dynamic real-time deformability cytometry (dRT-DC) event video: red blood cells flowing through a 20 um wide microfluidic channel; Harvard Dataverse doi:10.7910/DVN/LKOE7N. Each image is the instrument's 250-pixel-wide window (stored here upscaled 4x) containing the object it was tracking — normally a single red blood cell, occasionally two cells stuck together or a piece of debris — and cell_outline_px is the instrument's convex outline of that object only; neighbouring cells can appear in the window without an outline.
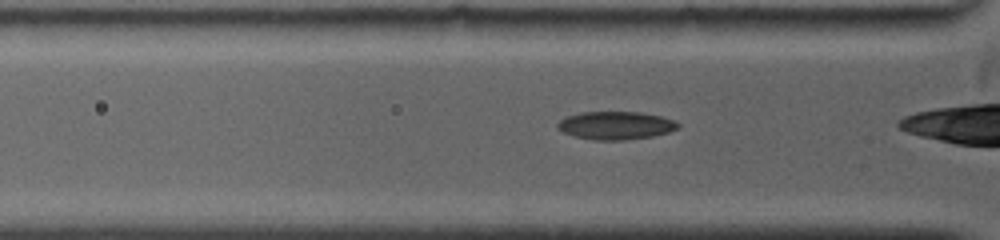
{"species": "common noctule bat (a hibernating species)", "species_latin": "Nyctalus noctula", "temperature_condition": "warm", "stored_images_in_passage": 60, "camera_frame_rate_fps": 5000, "um_per_image_px": 0.085, "animal": {"sex": "female", "body_mass_g": 19.0, "forearm_length_mm": 53.3}, "frame": {"image": 1, "passage_image": 8, "time_ms": 1.2, "image_size_px": [1000, 240], "cell_outline_px": [[680, 128], [668, 132], [652, 136], [624, 140], [592, 140], [576, 136], [564, 132], [556, 128], [556, 124], [564, 116], [580, 112], [640, 112], [660, 116], [672, 120], [680, 124]], "centroid_in_image_um": [52.31, 10.66], "position_along_channel_um": 73.5, "area_um2": 19.71}}
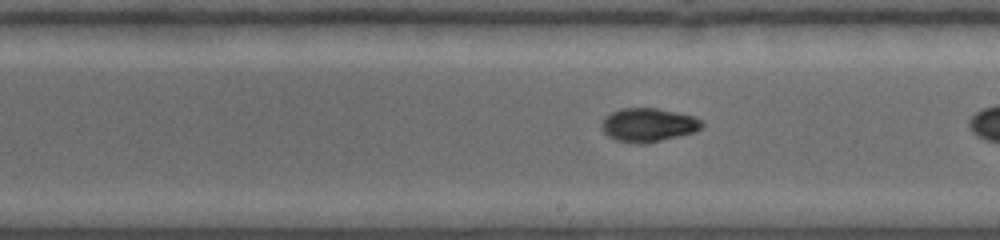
{"frame": {"image": 2, "passage_image": 32, "time_ms": 5.2, "image_size_px": [1000, 240], "cell_outline_px": [[704, 124], [700, 128], [692, 132], [644, 144], [636, 144], [616, 140], [608, 136], [600, 128], [600, 124], [604, 116], [612, 112], [624, 108], [656, 108], [696, 116], [704, 120]], "centroid_in_image_um": [55.08, 10.61], "position_along_channel_um": 233.9, "area_um2": 19.71}}
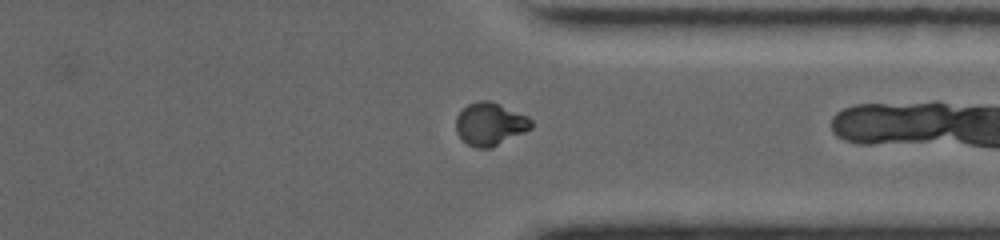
{"frame": {"image": 3, "passage_image": 51, "time_ms": 8.6, "image_size_px": [1000, 240], "cell_outline_px": [[532, 128], [492, 148], [476, 148], [468, 144], [456, 132], [456, 116], [468, 104], [480, 100], [492, 100], [528, 116], [532, 120]], "centroid_in_image_um": [41.67, 10.53], "position_along_channel_um": 369.7, "area_um2": 18.84}, "authors_computed_cell_mechanics": {"area_um2": 19.3341, "velocity_mm_per_s": 4.0168, "shape_relaxation_time_tau1_ms": null, "shape_relaxation_time_tau2_ms": 1.4745, "deformation_change_tau1": null, "deformation_change_tau2": 0.038}}